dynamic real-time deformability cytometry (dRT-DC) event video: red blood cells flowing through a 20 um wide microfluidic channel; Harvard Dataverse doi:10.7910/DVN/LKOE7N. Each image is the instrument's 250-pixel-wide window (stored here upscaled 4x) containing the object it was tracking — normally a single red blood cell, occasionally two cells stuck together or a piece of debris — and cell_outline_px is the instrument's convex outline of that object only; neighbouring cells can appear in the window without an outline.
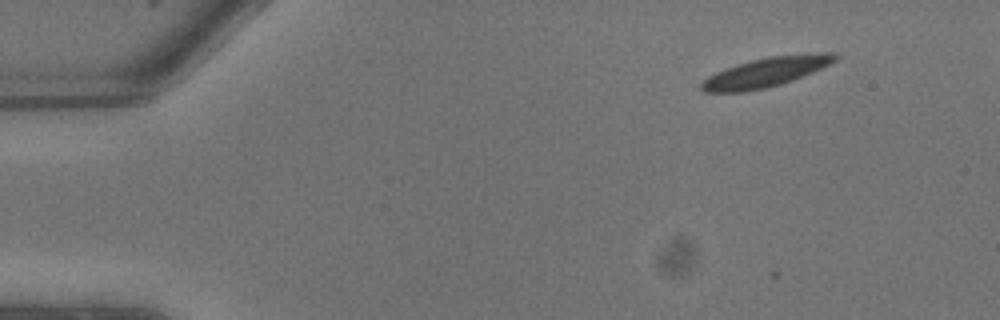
{"species": "common noctule bat (a hibernating species)", "species_latin": "Nyctalus noctula", "temperature_condition": "warm", "stored_images_in_passage": 9, "camera_frame_rate_fps": 3000, "um_per_image_px": 0.085, "animal": {"sex": "male", "body_mass_g": 13.3}, "frame": {"image": 1, "passage_image": 3, "time_ms": 0.667, "image_size_px": [1000, 320], "cell_outline_px": [[840, 56], [836, 60], [812, 72], [792, 80], [780, 84], [764, 88], [744, 92], [704, 92], [700, 88], [700, 84], [708, 76], [716, 72], [752, 60], [772, 56], [816, 52], [832, 52]], "centroid_in_image_um": [65.12, 6.13], "position_along_channel_um": 19.9, "area_um2": 22.6}}
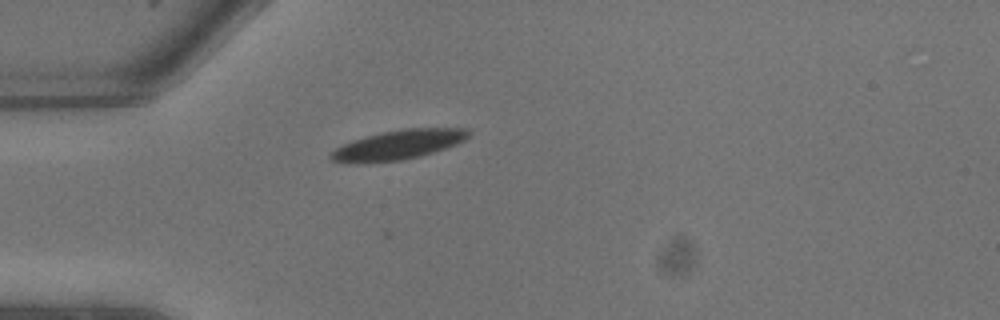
{"frame": {"image": 2, "passage_image": 7, "time_ms": 2.0, "image_size_px": [1000, 320], "cell_outline_px": [[472, 132], [464, 140], [456, 144], [420, 156], [400, 160], [368, 164], [344, 164], [332, 160], [328, 156], [336, 148], [352, 140], [364, 136], [380, 132], [404, 128], [468, 128]], "centroid_in_image_um": [33.79, 12.32], "position_along_channel_um": 51.2, "area_um2": 24.04}}
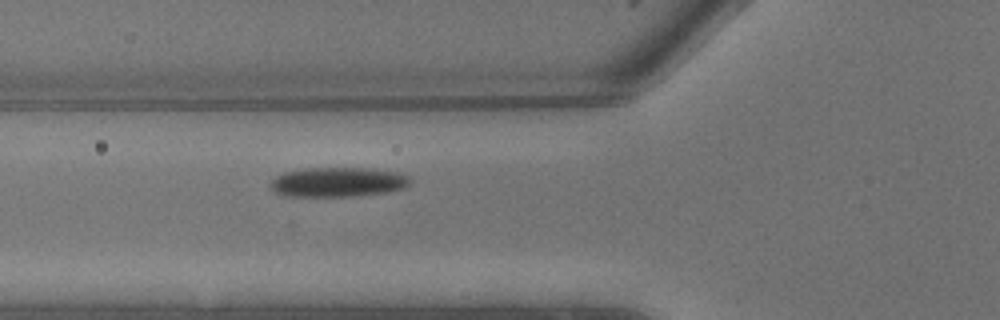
{"frame": {"image": 3, "passage_image": 9, "time_ms": 2.667, "image_size_px": [1000, 320], "cell_outline_px": [[412, 184], [404, 188], [388, 192], [356, 196], [284, 196], [272, 192], [268, 184], [276, 176], [284, 172], [308, 168], [368, 168], [400, 172], [408, 176], [412, 180]], "centroid_in_image_um": [28.73, 15.48], "position_along_channel_um": 97.1, "area_um2": 24.51}}